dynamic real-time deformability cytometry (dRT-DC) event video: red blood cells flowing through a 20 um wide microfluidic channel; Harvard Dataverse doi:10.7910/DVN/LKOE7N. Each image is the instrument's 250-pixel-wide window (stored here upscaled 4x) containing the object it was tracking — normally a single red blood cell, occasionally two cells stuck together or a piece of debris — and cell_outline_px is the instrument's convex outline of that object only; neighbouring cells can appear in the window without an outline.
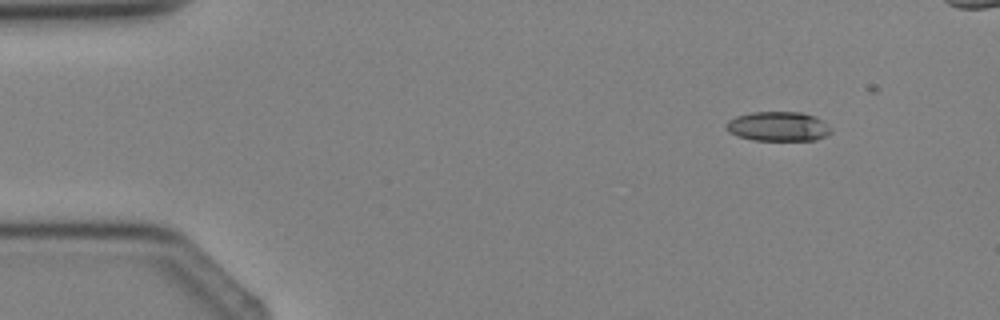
{"species": "Egyptian fruit bat (a non-hibernating species)", "species_latin": "Rousettus aegyptiacus", "temperature_condition": "cold", "stored_images_in_passage": 5, "camera_frame_rate_fps": 3000, "um_per_image_px": 0.085, "animal": {"sex": "female"}, "frame": {"image": 1, "passage_image": 2, "time_ms": 1.0, "image_size_px": [1000, 320], "cell_outline_px": [[832, 132], [816, 140], [752, 140], [736, 136], [728, 132], [724, 128], [724, 124], [728, 120], [736, 116], [752, 112], [804, 112], [816, 116], [832, 128]], "centroid_in_image_um": [66.11, 10.74], "position_along_channel_um": 18.9, "area_um2": 18.32}}